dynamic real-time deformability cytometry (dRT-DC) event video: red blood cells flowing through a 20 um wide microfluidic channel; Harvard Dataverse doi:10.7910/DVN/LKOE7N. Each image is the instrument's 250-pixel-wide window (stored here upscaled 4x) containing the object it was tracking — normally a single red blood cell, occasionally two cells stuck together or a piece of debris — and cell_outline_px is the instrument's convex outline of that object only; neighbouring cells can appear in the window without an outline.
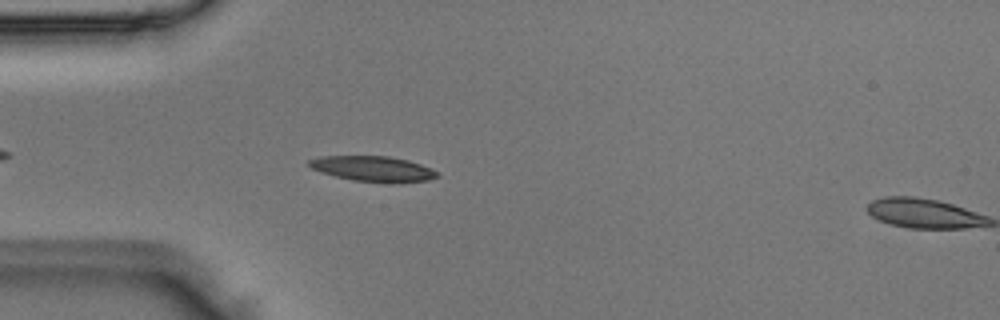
{"species": "Egyptian fruit bat (a non-hibernating species)", "species_latin": "Rousettus aegyptiacus", "temperature_condition": "room temperature", "stored_images_in_passage": 3, "camera_frame_rate_fps": 3000, "um_per_image_px": 0.085, "animal": {"sex": "male"}, "frame": {"image": 1, "passage_image": 2, "time_ms": 0.333, "image_size_px": [1000, 320], "cell_outline_px": [[440, 176], [428, 180], [352, 180], [320, 172], [312, 168], [308, 164], [308, 160], [320, 156], [388, 156], [408, 160], [432, 168], [440, 172]], "centroid_in_image_um": [31.67, 14.29], "position_along_channel_um": 53.3, "area_um2": 18.15}}